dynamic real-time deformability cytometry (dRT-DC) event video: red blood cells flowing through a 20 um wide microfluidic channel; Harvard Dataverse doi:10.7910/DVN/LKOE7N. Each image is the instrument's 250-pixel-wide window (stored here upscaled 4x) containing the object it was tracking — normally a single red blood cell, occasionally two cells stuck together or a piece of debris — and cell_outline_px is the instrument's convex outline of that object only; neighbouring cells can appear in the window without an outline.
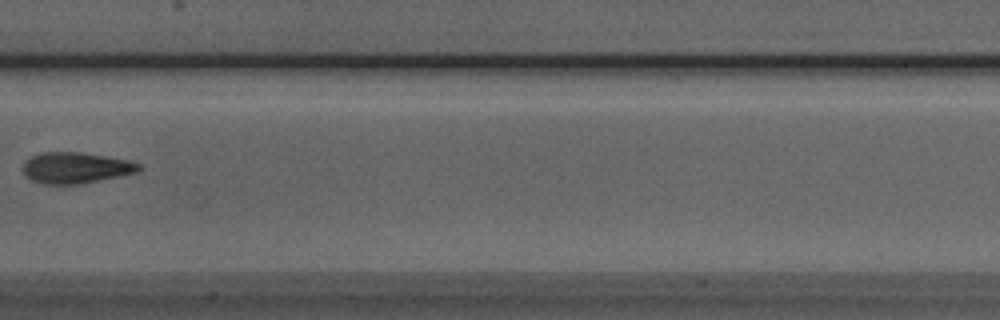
{"species": "Egyptian fruit bat (a non-hibernating species)", "species_latin": "Rousettus aegyptiacus", "temperature_condition": "room temperature", "stored_images_in_passage": 6, "camera_frame_rate_fps": 3000, "um_per_image_px": 0.085, "animal": {"sex": "male"}, "frame": {"image": 1, "passage_image": 5, "time_ms": 5.667, "image_size_px": [1000, 320], "cell_outline_px": [[140, 168], [136, 172], [120, 176], [80, 184], [40, 184], [32, 180], [24, 172], [24, 160], [40, 152], [80, 152], [128, 160], [140, 164]], "centroid_in_image_um": [6.41, 14.26], "position_along_channel_um": 201.0, "area_um2": 20.81}}
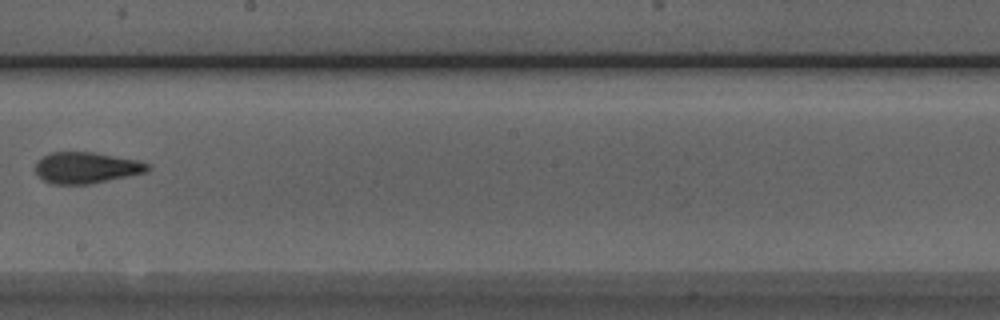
{"frame": {"image": 2, "passage_image": 6, "time_ms": 6.667, "image_size_px": [1000, 320], "cell_outline_px": [[152, 168], [148, 172], [92, 184], [52, 184], [44, 180], [36, 172], [36, 164], [44, 156], [52, 152], [92, 152], [140, 160], [152, 164]], "centroid_in_image_um": [7.44, 14.26], "position_along_channel_um": 240.8, "area_um2": 20.58}}